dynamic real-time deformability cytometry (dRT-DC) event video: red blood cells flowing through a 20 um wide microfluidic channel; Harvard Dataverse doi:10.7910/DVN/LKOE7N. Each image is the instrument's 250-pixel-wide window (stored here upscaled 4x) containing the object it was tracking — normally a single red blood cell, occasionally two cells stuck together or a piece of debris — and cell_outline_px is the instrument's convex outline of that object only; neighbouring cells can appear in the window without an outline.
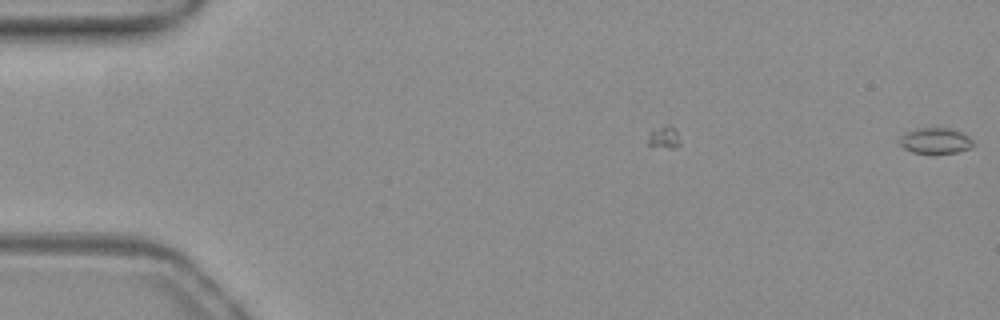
{"species": "common noctule bat (a hibernating species)", "species_latin": "Nyctalus noctula", "temperature_condition": "warm", "stored_images_in_passage": 2, "camera_frame_rate_fps": 3000, "um_per_image_px": 0.085, "animal": {"sex": "female", "body_mass_g": 19.3, "forearm_length_mm": 54.1}, "frame": {"image": 1, "passage_image": 2, "time_ms": 0.333, "image_size_px": [1000, 320], "cell_outline_px": [[976, 144], [968, 148], [956, 152], [912, 152], [904, 148], [896, 140], [900, 136], [916, 128], [952, 128], [968, 136]], "centroid_in_image_um": [79.49, 11.94], "position_along_channel_um": 5.5, "area_um2": 10.87}}